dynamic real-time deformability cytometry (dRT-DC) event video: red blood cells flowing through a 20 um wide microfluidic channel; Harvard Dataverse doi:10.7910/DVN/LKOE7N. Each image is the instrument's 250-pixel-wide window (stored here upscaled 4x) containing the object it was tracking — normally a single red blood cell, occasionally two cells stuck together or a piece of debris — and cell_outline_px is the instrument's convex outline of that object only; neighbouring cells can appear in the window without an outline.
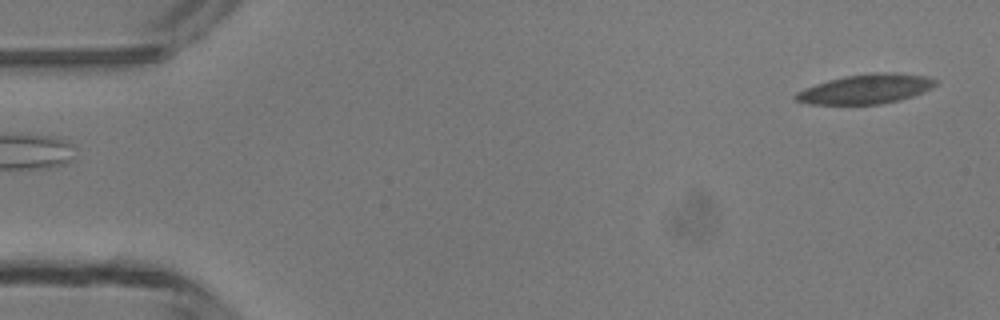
{"species": "common noctule bat (a hibernating species)", "species_latin": "Nyctalus noctula", "temperature_condition": "room temperature", "stored_images_in_passage": 7, "camera_frame_rate_fps": 3000, "um_per_image_px": 0.085, "animal": {"sex": "male", "body_mass_g": 13.3}, "frame": {"image": 1, "passage_image": 1, "time_ms": 0.0, "image_size_px": [1000, 320], "cell_outline_px": [[936, 84], [912, 96], [880, 104], [808, 104], [796, 100], [792, 96], [796, 92], [804, 88], [828, 80], [848, 76], [884, 72], [924, 76], [936, 80]], "centroid_in_image_um": [73.5, 7.58], "position_along_channel_um": 11.5, "area_um2": 23.35}}